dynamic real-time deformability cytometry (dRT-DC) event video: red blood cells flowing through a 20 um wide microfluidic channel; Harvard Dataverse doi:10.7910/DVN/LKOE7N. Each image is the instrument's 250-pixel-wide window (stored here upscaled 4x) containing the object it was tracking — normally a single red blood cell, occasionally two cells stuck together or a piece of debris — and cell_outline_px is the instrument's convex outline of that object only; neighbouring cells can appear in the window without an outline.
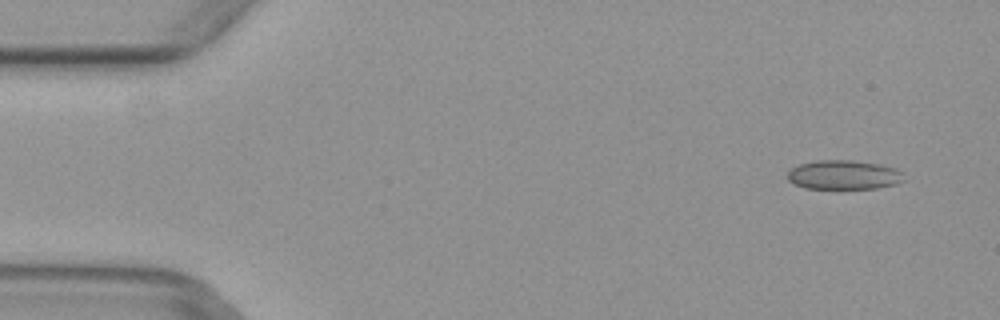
{"species": "common noctule bat (a hibernating species)", "species_latin": "Nyctalus noctula", "temperature_condition": "warm", "stored_images_in_passage": 6, "camera_frame_rate_fps": 3000, "um_per_image_px": 0.085, "animal": {"sex": "female", "body_mass_g": 29.2, "forearm_length_mm": 56.3}, "frame": {"image": 1, "passage_image": 2, "time_ms": 0.333, "image_size_px": [1000, 320], "cell_outline_px": [[904, 180], [896, 184], [876, 188], [804, 188], [792, 184], [788, 180], [788, 172], [792, 168], [800, 164], [816, 160], [852, 160], [880, 164], [896, 168], [904, 172]], "centroid_in_image_um": [71.74, 14.86], "position_along_channel_um": 13.3, "area_um2": 19.94}}
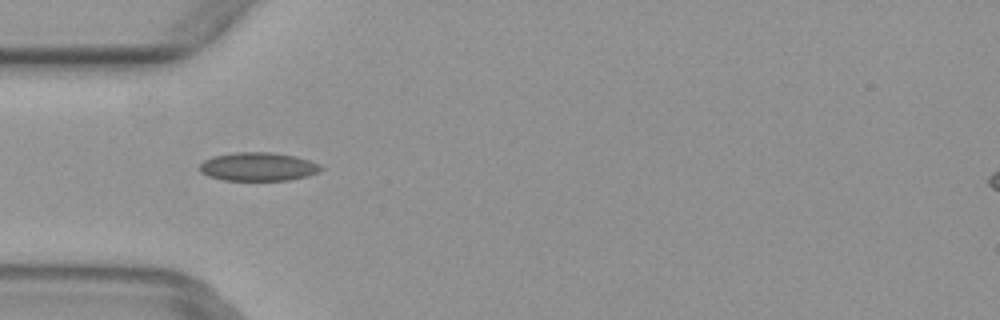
{"frame": {"image": 2, "passage_image": 5, "time_ms": 1.333, "image_size_px": [1000, 320], "cell_outline_px": [[324, 168], [308, 176], [288, 180], [224, 180], [208, 176], [200, 172], [200, 164], [204, 160], [212, 156], [236, 152], [272, 152], [296, 156], [320, 164]], "centroid_in_image_um": [21.93, 14.16], "position_along_channel_um": 63.1, "area_um2": 20.17}}